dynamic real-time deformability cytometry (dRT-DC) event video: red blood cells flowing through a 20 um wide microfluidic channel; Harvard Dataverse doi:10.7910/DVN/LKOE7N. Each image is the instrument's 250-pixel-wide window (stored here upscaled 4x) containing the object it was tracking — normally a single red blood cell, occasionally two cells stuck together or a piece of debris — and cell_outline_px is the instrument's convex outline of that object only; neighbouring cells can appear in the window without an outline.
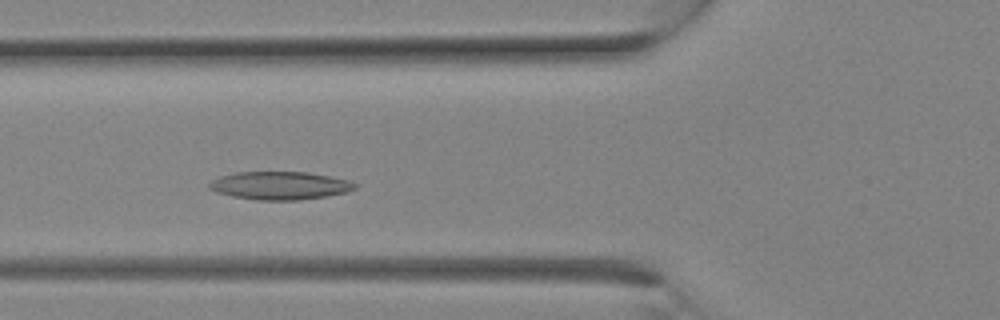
{"species": "Egyptian fruit bat (a non-hibernating species)", "species_latin": "Rousettus aegyptiacus", "temperature_condition": "room temperature", "stored_images_in_passage": 24, "camera_frame_rate_fps": 3000, "um_per_image_px": 0.085, "animal": {"sex": "female"}, "frame": {"image": 1, "passage_image": 7, "time_ms": 2.0, "image_size_px": [1000, 320], "cell_outline_px": [[356, 188], [348, 192], [300, 200], [256, 200], [232, 196], [216, 192], [208, 188], [208, 184], [212, 180], [220, 176], [236, 172], [308, 172], [348, 180], [356, 184]], "centroid_in_image_um": [23.76, 15.77], "position_along_channel_um": 102.0, "area_um2": 23.76}}
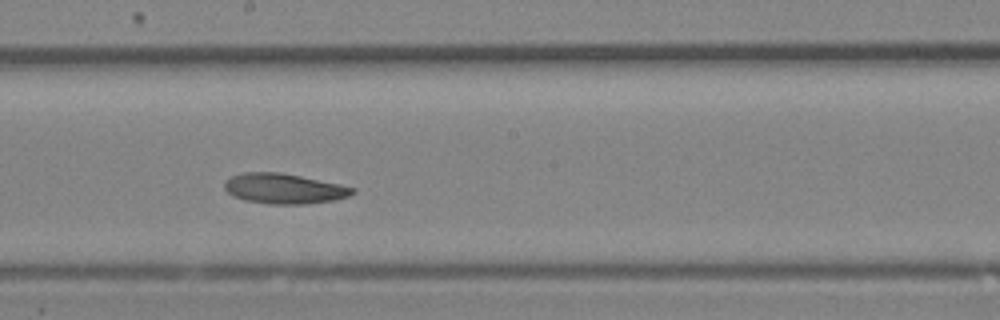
{"frame": {"image": 2, "passage_image": 12, "time_ms": 3.667, "image_size_px": [1000, 320], "cell_outline_px": [[356, 192], [348, 196], [332, 200], [304, 204], [272, 204], [244, 200], [232, 196], [224, 188], [224, 180], [232, 176], [244, 172], [280, 172], [340, 184], [356, 188]], "centroid_in_image_um": [24.12, 16.03], "position_along_channel_um": 224.1, "area_um2": 22.48}}
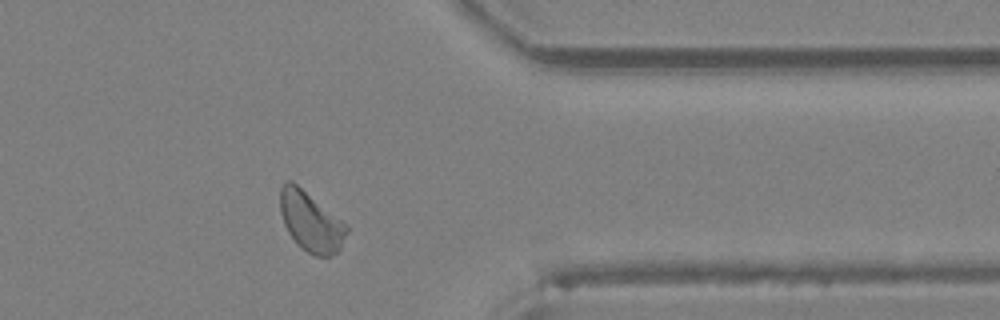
{"frame": {"image": 3, "passage_image": 19, "time_ms": 6.0, "image_size_px": [1000, 320], "cell_outline_px": [[348, 232], [340, 248], [336, 252], [328, 256], [316, 256], [300, 248], [296, 244], [288, 232], [284, 224], [280, 212], [280, 188], [288, 180], [292, 180], [348, 224]], "centroid_in_image_um": [26.42, 18.83], "position_along_channel_um": 385.0, "area_um2": 23.29}}